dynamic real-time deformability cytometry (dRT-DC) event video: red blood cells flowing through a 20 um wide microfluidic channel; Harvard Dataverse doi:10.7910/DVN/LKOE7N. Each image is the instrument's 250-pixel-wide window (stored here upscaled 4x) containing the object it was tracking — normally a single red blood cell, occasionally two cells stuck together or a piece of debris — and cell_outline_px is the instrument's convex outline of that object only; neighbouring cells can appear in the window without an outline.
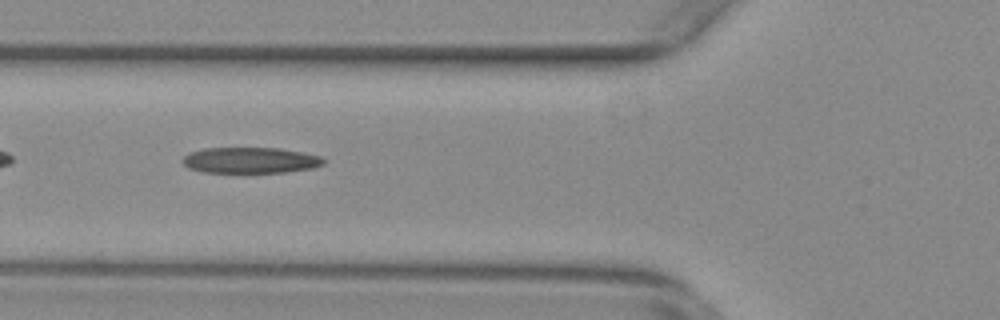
{"species": "common noctule bat (a hibernating species)", "species_latin": "Nyctalus noctula", "temperature_condition": "warm", "stored_images_in_passage": 36, "camera_frame_rate_fps": 3000, "um_per_image_px": 0.085, "animal": {"sex": "female", "body_mass_g": 29.2, "forearm_length_mm": 56.3}, "frame": {"image": 1, "passage_image": 14, "time_ms": 4.333, "image_size_px": [1000, 320], "cell_outline_px": [[324, 164], [312, 168], [288, 172], [200, 172], [188, 168], [180, 160], [188, 152], [204, 148], [280, 148], [320, 156], [324, 160]], "centroid_in_image_um": [21.23, 13.62], "position_along_channel_um": 104.6, "area_um2": 21.33}}
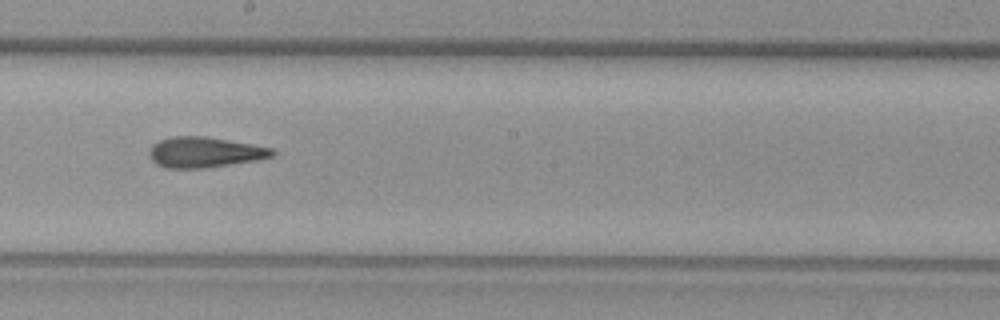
{"frame": {"image": 2, "passage_image": 24, "time_ms": 7.667, "image_size_px": [1000, 320], "cell_outline_px": [[276, 152], [272, 156], [260, 160], [204, 168], [164, 168], [156, 164], [148, 156], [148, 152], [152, 144], [160, 140], [172, 136], [204, 136], [272, 148]], "centroid_in_image_um": [17.36, 12.95], "position_along_channel_um": 230.8, "area_um2": 21.91}}
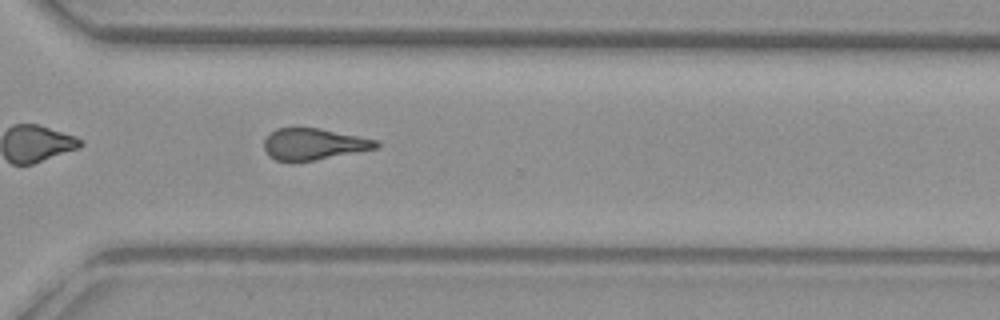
{"frame": {"image": 3, "passage_image": 33, "time_ms": 10.667, "image_size_px": [1000, 320], "cell_outline_px": [[380, 144], [376, 148], [292, 164], [288, 164], [276, 160], [268, 156], [264, 148], [264, 140], [276, 128], [320, 128], [376, 140]], "centroid_in_image_um": [26.58, 12.28], "position_along_channel_um": 344.0, "area_um2": 20.58}, "authors_computed_cell_mechanics": {"area_um2": 21.9929, "velocity_mm_per_s": 3.7836, "shape_relaxation_time_tau1_ms": null, "shape_relaxation_time_tau2_ms": 3.9354, "deformation_change_tau1": null, "deformation_change_tau2": 0.1553}}